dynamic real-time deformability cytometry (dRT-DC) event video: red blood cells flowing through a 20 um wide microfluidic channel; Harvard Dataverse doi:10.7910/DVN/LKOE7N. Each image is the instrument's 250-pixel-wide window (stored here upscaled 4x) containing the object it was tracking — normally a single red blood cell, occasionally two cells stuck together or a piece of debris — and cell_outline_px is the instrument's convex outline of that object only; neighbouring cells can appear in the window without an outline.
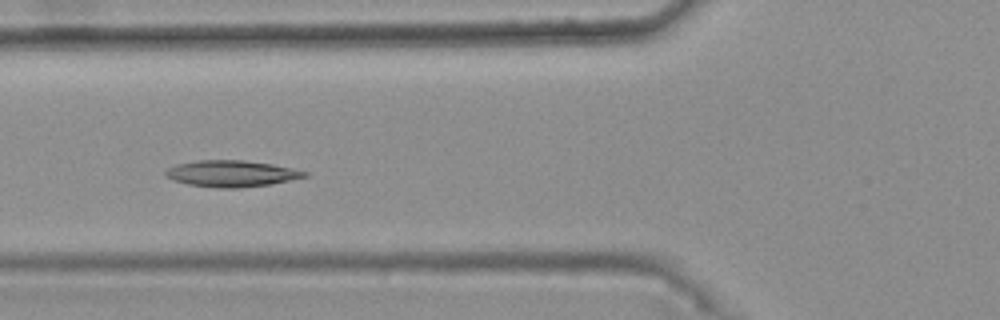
{"species": "common noctule bat (a hibernating species)", "species_latin": "Nyctalus noctula", "temperature_condition": "warm", "stored_images_in_passage": 42, "camera_frame_rate_fps": 3000, "um_per_image_px": 0.085, "animal": {"sex": "female", "body_mass_g": 25.1}, "frame": {"image": 1, "passage_image": 19, "time_ms": 6.0, "image_size_px": [1000, 320], "cell_outline_px": [[308, 176], [272, 184], [236, 188], [220, 188], [188, 184], [172, 180], [164, 176], [164, 172], [168, 168], [176, 164], [196, 160], [244, 160], [272, 164], [308, 172]], "centroid_in_image_um": [19.64, 14.75], "position_along_channel_um": 106.2, "area_um2": 21.39}}
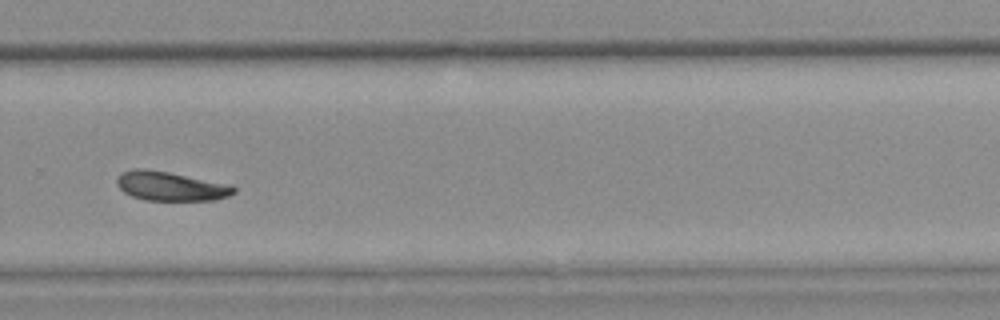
{"frame": {"image": 2, "passage_image": 36, "time_ms": 11.667, "image_size_px": [1000, 320], "cell_outline_px": [[236, 192], [228, 196], [216, 200], [144, 200], [132, 196], [124, 192], [116, 184], [116, 176], [120, 172], [132, 168], [144, 168], [168, 172], [232, 184], [236, 188]], "centroid_in_image_um": [14.49, 15.81], "position_along_channel_um": 315.3, "area_um2": 20.17}, "authors_computed_cell_mechanics": {"area_um2": 20.2878, "velocity_mm_per_s": 3.6918, "shape_relaxation_time_tau1_ms": 4.3761, "shape_relaxation_time_tau2_ms": null, "deformation_change_tau1": 0.1123, "deformation_change_tau2": null}}